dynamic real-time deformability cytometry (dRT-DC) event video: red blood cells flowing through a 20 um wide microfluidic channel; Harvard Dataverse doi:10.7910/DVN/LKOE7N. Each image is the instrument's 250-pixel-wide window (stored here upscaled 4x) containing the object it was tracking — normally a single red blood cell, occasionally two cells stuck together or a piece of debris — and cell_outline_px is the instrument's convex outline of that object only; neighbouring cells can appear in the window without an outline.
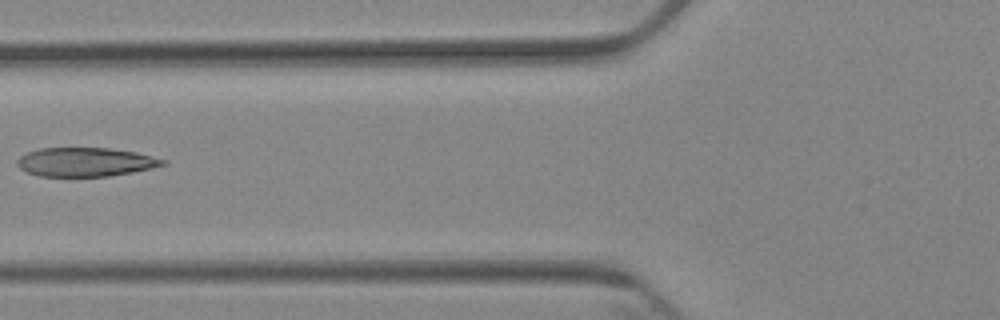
{"species": "Egyptian fruit bat (a non-hibernating species)", "species_latin": "Rousettus aegyptiacus", "temperature_condition": "cold", "stored_images_in_passage": 7, "camera_frame_rate_fps": 3000, "um_per_image_px": 0.085, "animal": {"sex": "female"}, "frame": {"image": 1, "passage_image": 6, "time_ms": 7.0, "image_size_px": [1000, 320], "cell_outline_px": [[168, 164], [152, 168], [132, 172], [108, 176], [36, 176], [20, 168], [16, 164], [16, 160], [20, 156], [28, 152], [40, 148], [108, 148], [136, 152], [168, 160]], "centroid_in_image_um": [7.28, 13.77], "position_along_channel_um": 118.5, "area_um2": 24.57}}
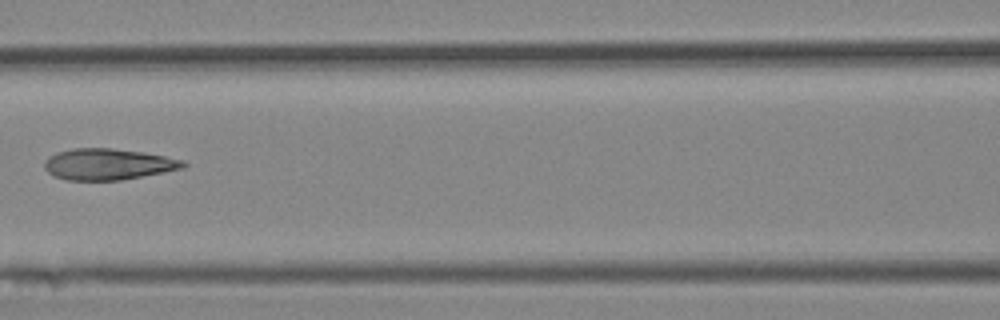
{"frame": {"image": 2, "passage_image": 7, "time_ms": 8.0, "image_size_px": [1000, 320], "cell_outline_px": [[188, 164], [184, 168], [120, 180], [68, 180], [56, 176], [48, 172], [44, 168], [44, 160], [56, 152], [72, 148], [112, 148], [144, 152], [184, 160]], "centroid_in_image_um": [9.18, 13.95], "position_along_channel_um": 157.4, "area_um2": 25.2}}